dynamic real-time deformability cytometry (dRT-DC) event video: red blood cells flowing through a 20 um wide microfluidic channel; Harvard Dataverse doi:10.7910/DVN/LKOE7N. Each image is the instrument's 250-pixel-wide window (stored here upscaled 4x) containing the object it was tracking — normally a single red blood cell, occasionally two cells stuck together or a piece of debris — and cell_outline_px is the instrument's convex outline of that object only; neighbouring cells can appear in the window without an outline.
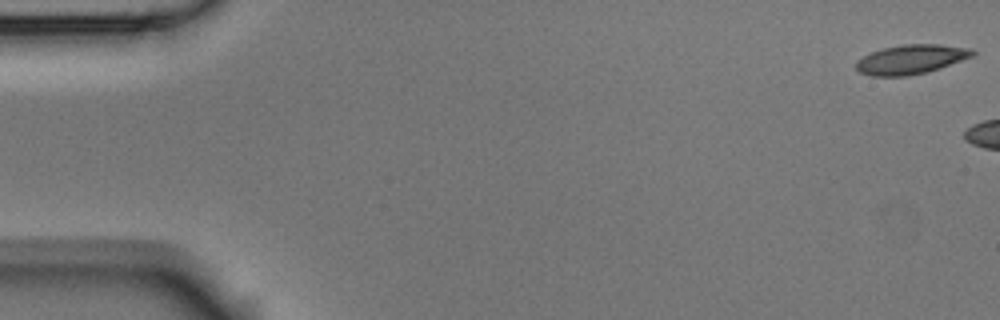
{"species": "Egyptian fruit bat (a non-hibernating species)", "species_latin": "Rousettus aegyptiacus", "temperature_condition": "room temperature", "stored_images_in_passage": 5, "camera_frame_rate_fps": 3000, "um_per_image_px": 0.085, "animal": {"sex": "male"}, "frame": {"image": 1, "passage_image": 1, "time_ms": 0.0, "image_size_px": [1000, 320], "cell_outline_px": [[976, 56], [940, 68], [908, 76], [872, 76], [860, 72], [856, 68], [856, 60], [872, 52], [884, 48], [904, 44], [940, 44], [972, 48], [976, 52]], "centroid_in_image_um": [77.5, 5.04], "position_along_channel_um": 7.5, "area_um2": 20.0}}